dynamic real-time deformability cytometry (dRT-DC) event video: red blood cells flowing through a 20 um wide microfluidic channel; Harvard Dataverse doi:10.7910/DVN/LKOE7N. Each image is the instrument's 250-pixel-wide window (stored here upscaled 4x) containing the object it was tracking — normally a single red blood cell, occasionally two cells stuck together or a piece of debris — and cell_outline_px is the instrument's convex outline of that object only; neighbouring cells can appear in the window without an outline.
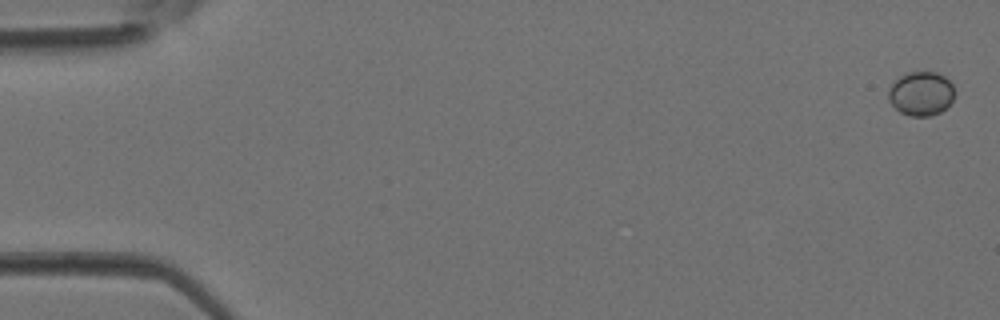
{"species": "Egyptian fruit bat (a non-hibernating species)", "species_latin": "Rousettus aegyptiacus", "temperature_condition": "room temperature", "stored_images_in_passage": 4, "camera_frame_rate_fps": 3000, "um_per_image_px": 0.085, "animal": {"sex": "female"}, "frame": {"image": 1, "passage_image": 1, "time_ms": 0.0, "image_size_px": [1000, 320], "cell_outline_px": [[952, 100], [940, 112], [928, 116], [908, 116], [900, 112], [888, 100], [888, 92], [892, 84], [900, 76], [908, 72], [936, 72], [944, 76], [952, 84]], "centroid_in_image_um": [78.26, 7.95], "position_along_channel_um": 6.7, "area_um2": 16.7}}
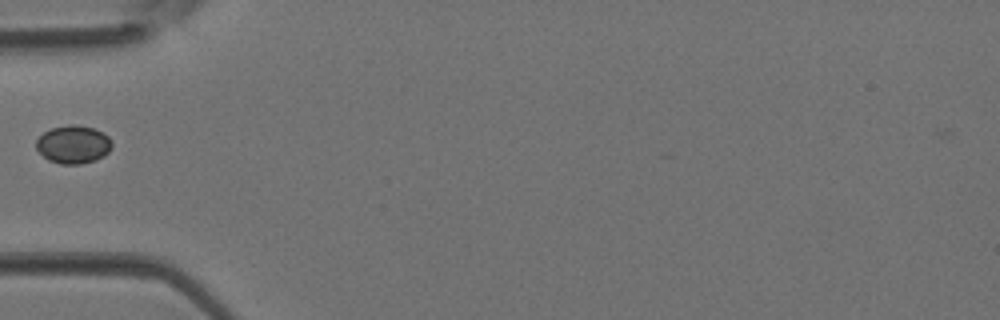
{"frame": {"image": 2, "passage_image": 4, "time_ms": 1.0, "image_size_px": [1000, 320], "cell_outline_px": [[112, 148], [104, 156], [96, 160], [80, 164], [60, 164], [48, 160], [36, 148], [36, 140], [44, 132], [52, 128], [68, 124], [76, 124], [92, 128], [108, 136], [112, 144]], "centroid_in_image_um": [6.23, 12.28], "position_along_channel_um": 78.8, "area_um2": 16.76}}